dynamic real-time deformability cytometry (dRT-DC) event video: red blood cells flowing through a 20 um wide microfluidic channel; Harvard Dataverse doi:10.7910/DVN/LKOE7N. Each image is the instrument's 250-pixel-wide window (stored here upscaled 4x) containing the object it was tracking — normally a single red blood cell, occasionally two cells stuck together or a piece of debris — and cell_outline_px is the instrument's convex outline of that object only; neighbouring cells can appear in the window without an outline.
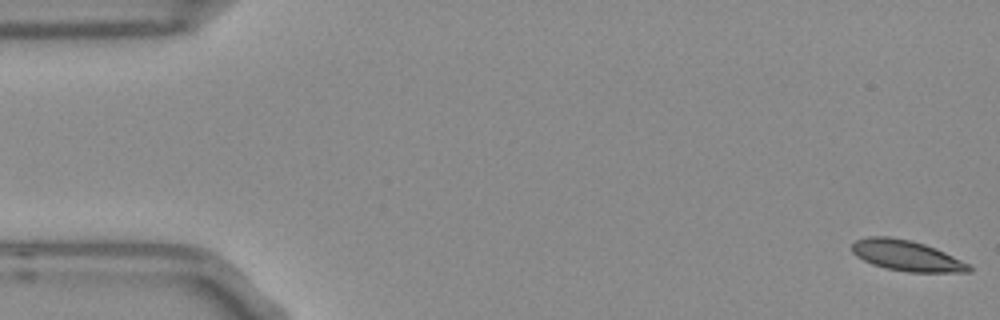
{"species": "Egyptian fruit bat (a non-hibernating species)", "species_latin": "Rousettus aegyptiacus", "temperature_condition": "room temperature", "stored_images_in_passage": 54, "camera_frame_rate_fps": 3000, "um_per_image_px": 0.085, "frame": {"image": 1, "passage_image": 1, "time_ms": 0.0, "image_size_px": [1000, 320], "cell_outline_px": [[972, 272], [908, 272], [884, 268], [872, 264], [856, 256], [852, 252], [852, 244], [856, 240], [868, 236], [888, 236], [912, 240], [936, 248], [968, 264], [972, 268]], "centroid_in_image_um": [77.03, 21.72], "position_along_channel_um": 8.0, "area_um2": 20.87}}
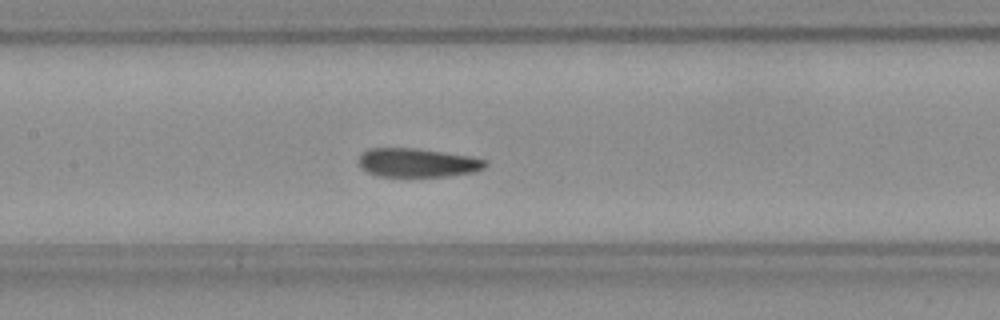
{"frame": {"image": 2, "passage_image": 25, "time_ms": 8.0, "image_size_px": [1000, 320], "cell_outline_px": [[488, 164], [484, 168], [472, 172], [444, 176], [380, 176], [368, 172], [360, 168], [360, 156], [368, 148], [416, 148], [472, 156], [488, 160]], "centroid_in_image_um": [35.51, 13.82], "position_along_channel_um": 171.9, "area_um2": 21.15}}
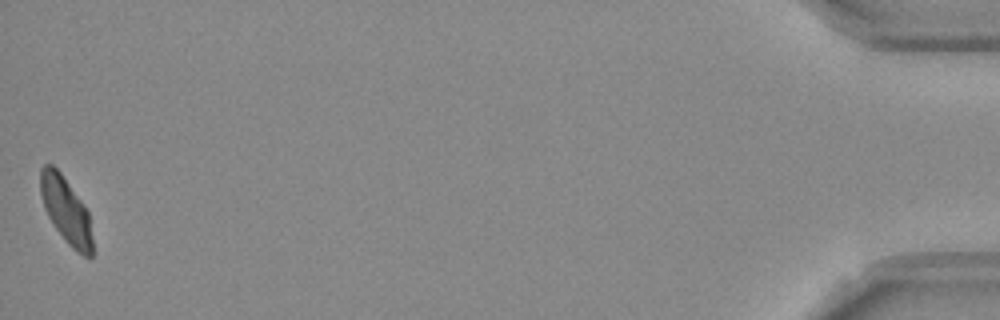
{"frame": {"image": 3, "passage_image": 54, "time_ms": 17.667, "image_size_px": [1000, 320], "cell_outline_px": [[92, 256], [84, 256], [76, 252], [68, 244], [56, 228], [48, 216], [44, 208], [40, 192], [40, 168], [44, 164], [52, 164], [60, 172], [80, 200], [88, 212], [92, 240]], "centroid_in_image_um": [5.58, 17.87], "position_along_channel_um": 429.6, "area_um2": 19.71}, "authors_computed_cell_mechanics": {"area_um2": 21.5883, "velocity_mm_per_s": 3.7164, "shape_relaxation_time_tau1_ms": 4.1027, "shape_relaxation_time_tau2_ms": 1.9554, "deformation_change_tau1": 0.1522, "deformation_change_tau2": 0.0994}}